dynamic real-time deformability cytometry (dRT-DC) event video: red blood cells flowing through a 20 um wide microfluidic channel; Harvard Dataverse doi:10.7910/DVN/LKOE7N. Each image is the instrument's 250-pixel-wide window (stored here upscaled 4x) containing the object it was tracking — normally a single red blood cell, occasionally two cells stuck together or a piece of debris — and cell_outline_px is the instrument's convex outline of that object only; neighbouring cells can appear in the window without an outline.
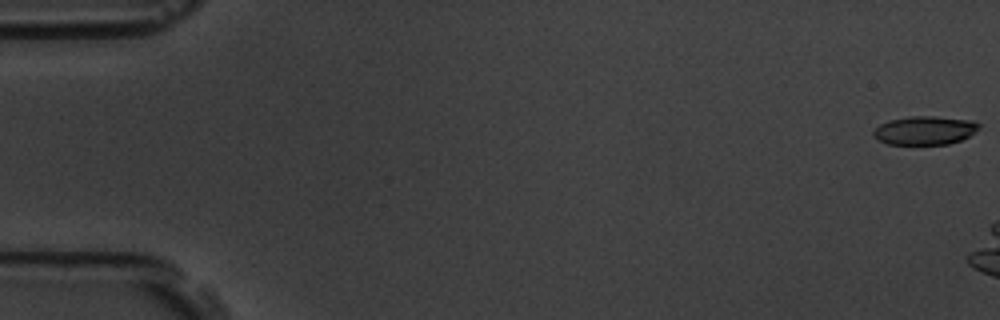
{"species": "common noctule bat (a hibernating species)", "species_latin": "Nyctalus noctula", "temperature_condition": "room temperature", "stored_images_in_passage": 2, "segment_of_instrument_passage": [2, 2], "camera_frame_rate_fps": 3000, "um_per_image_px": 0.085, "animal": {"sex": "male", "body_mass_g": 19.5, "forearm_length_mm": 54.6}, "frame": {"image": 1, "passage_image": 2, "time_ms": 1.333, "image_size_px": [1000, 320], "cell_outline_px": [[980, 124], [968, 136], [960, 140], [948, 144], [888, 144], [880, 140], [872, 132], [880, 124], [888, 120], [912, 116], [936, 116], [972, 120]], "centroid_in_image_um": [78.59, 11.07], "position_along_channel_um": 6.4, "area_um2": 17.28}}